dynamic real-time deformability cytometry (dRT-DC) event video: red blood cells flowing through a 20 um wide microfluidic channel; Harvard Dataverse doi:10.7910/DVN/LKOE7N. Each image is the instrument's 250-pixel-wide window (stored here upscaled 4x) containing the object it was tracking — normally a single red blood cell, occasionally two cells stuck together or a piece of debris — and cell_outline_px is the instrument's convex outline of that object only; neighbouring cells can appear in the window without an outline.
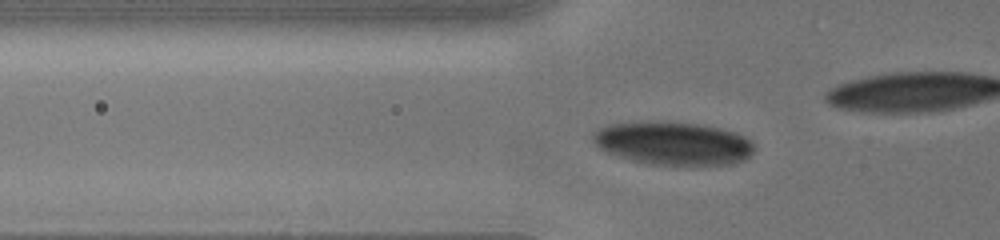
{"species": "human", "species_latin": "Homo sapiens", "temperature_condition": "cold", "stored_images_in_passage": 52, "camera_frame_rate_fps": 3000, "um_per_image_px": 0.085, "donor": {"sex": "male"}, "frame": {"image": 1, "passage_image": 17, "time_ms": 5.333, "image_size_px": [1000, 240], "cell_outline_px": [[756, 148], [744, 160], [732, 164], [688, 168], [648, 164], [616, 156], [604, 152], [592, 140], [592, 132], [608, 124], [648, 120], [696, 124], [720, 128], [736, 132], [752, 140], [756, 144]], "centroid_in_image_um": [57.24, 12.22], "position_along_channel_um": 68.6, "area_um2": 42.08}}
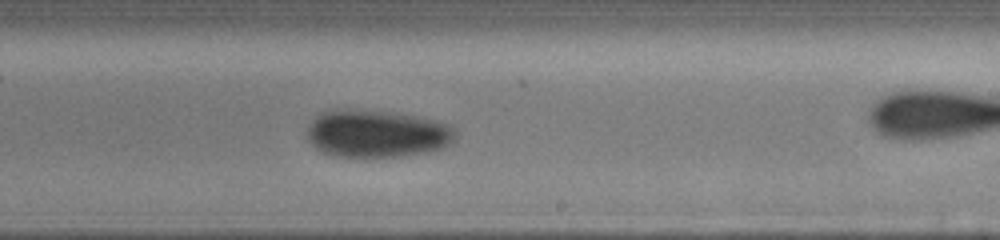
{"frame": {"image": 2, "passage_image": 32, "time_ms": 10.333, "image_size_px": [1000, 240], "cell_outline_px": [[456, 140], [444, 148], [424, 152], [400, 156], [336, 156], [324, 152], [316, 148], [308, 140], [308, 128], [312, 120], [316, 116], [324, 112], [336, 108], [352, 108], [396, 112], [436, 120], [448, 124], [456, 128]], "centroid_in_image_um": [32.06, 11.33], "position_along_channel_um": 256.9, "area_um2": 41.38}}
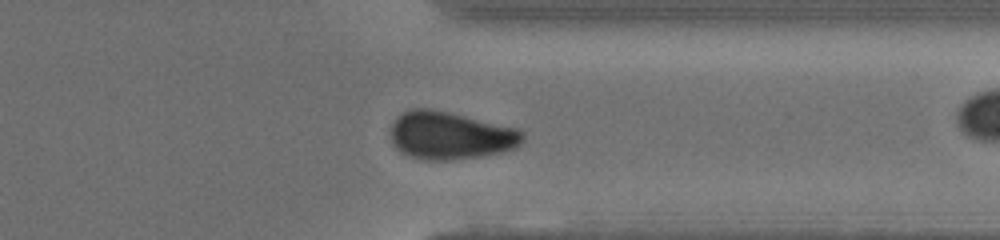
{"frame": {"image": 3, "passage_image": 41, "time_ms": 13.333, "image_size_px": [1000, 240], "cell_outline_px": [[524, 136], [520, 144], [512, 148], [500, 152], [480, 156], [452, 160], [424, 160], [408, 156], [400, 152], [392, 144], [392, 124], [404, 112], [412, 108], [428, 108], [448, 112], [516, 128], [524, 132]], "centroid_in_image_um": [38.26, 11.53], "position_along_channel_um": 373.1, "area_um2": 36.36}, "authors_computed_cell_mechanics": {"area_um2": 37.9168, "velocity_mm_per_s": 3.8617, "shape_relaxation_time_tau1_ms": 2.3653, "shape_relaxation_time_tau2_ms": null, "deformation_change_tau1": 0.0689, "deformation_change_tau2": null}}